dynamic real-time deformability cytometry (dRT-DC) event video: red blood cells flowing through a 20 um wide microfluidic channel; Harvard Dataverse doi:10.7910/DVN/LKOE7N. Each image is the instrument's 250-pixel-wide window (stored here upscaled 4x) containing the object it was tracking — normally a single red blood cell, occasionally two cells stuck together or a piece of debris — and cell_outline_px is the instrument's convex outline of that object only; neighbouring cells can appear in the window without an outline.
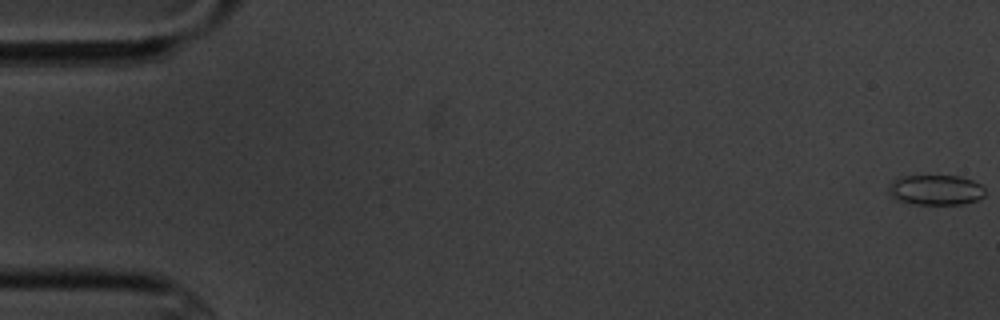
{"species": "common noctule bat (a hibernating species)", "species_latin": "Nyctalus noctula", "temperature_condition": "cold", "stored_images_in_passage": 6, "camera_frame_rate_fps": 3000, "um_per_image_px": 0.085, "animal": {"sex": "male", "body_mass_g": 20.1, "forearm_length_mm": 53.5}, "frame": {"image": 1, "passage_image": 1, "time_ms": 0.0, "image_size_px": [1000, 320], "cell_outline_px": [[984, 196], [976, 200], [964, 204], [912, 204], [896, 200], [888, 192], [888, 184], [892, 180], [900, 176], [960, 176], [972, 180], [980, 184], [984, 188]], "centroid_in_image_um": [79.49, 16.14], "position_along_channel_um": 5.5, "area_um2": 17.11}}
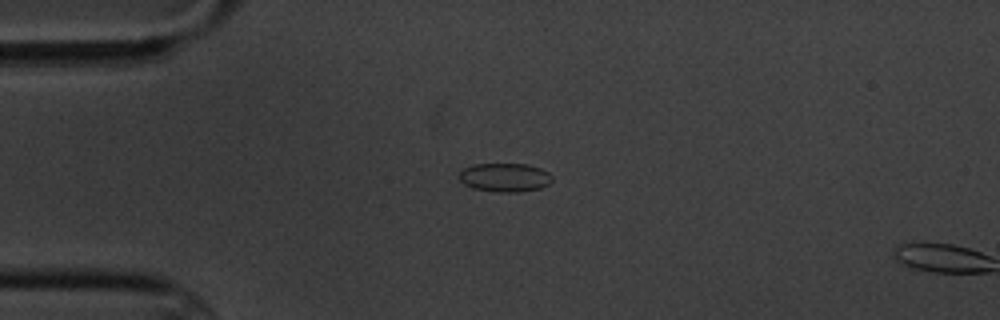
{"frame": {"image": 2, "passage_image": 5, "time_ms": 4.667, "image_size_px": [1000, 320], "cell_outline_px": [[552, 180], [548, 184], [540, 188], [520, 192], [500, 192], [472, 188], [464, 184], [460, 180], [460, 172], [464, 168], [476, 164], [528, 164], [540, 168], [548, 172], [552, 176]], "centroid_in_image_um": [42.93, 15.08], "position_along_channel_um": 42.1, "area_um2": 15.49}}